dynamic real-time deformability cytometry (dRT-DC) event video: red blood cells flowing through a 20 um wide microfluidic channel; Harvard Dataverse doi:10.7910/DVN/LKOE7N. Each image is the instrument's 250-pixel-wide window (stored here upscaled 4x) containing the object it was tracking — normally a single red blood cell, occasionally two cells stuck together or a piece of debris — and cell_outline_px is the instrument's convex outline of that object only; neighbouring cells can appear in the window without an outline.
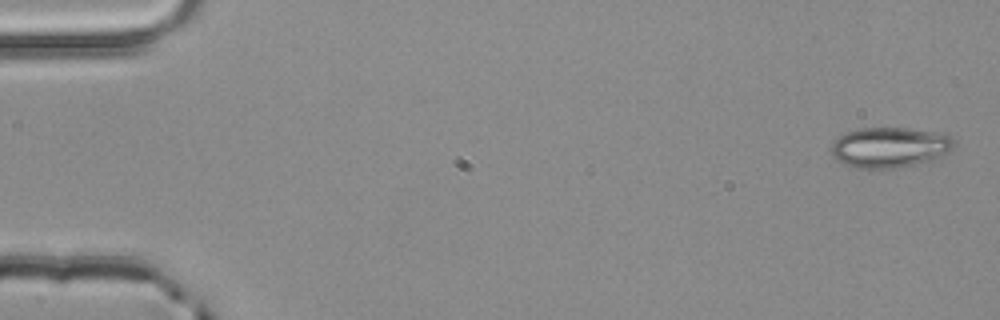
{"species": "common noctule bat (a hibernating species)", "species_latin": "Nyctalus noctula", "temperature_condition": "room temperature", "stored_images_in_passage": 4, "camera_frame_rate_fps": 3000, "um_per_image_px": 0.085, "animal": {"sex": "male", "body_mass_g": 20.4}, "frame": {"image": 1, "passage_image": 1, "time_ms": 0.0, "image_size_px": [1000, 320], "cell_outline_px": [[956, 144], [948, 152], [932, 160], [916, 164], [896, 168], [860, 168], [844, 164], [836, 160], [832, 156], [832, 144], [840, 136], [856, 128], [908, 128], [932, 132], [952, 136], [956, 140]], "centroid_in_image_um": [75.64, 12.52], "position_along_channel_um": 9.4, "area_um2": 28.78}}